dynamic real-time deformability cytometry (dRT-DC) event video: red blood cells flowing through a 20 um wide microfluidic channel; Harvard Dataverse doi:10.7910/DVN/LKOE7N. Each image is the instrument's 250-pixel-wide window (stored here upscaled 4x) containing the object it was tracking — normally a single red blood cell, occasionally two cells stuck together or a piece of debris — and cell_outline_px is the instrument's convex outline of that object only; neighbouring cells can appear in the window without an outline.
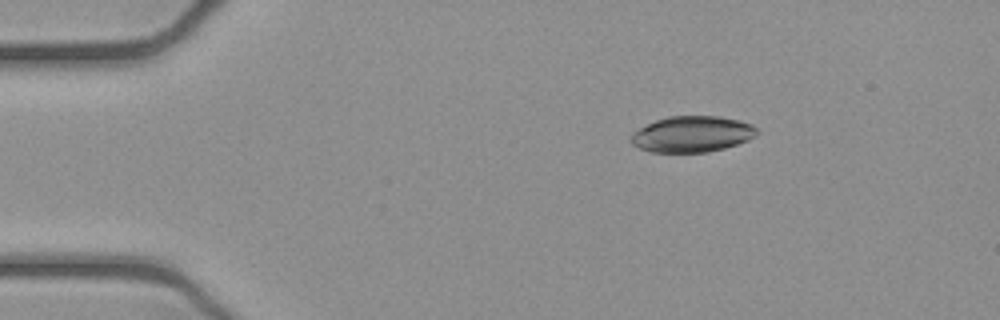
{"species": "common noctule bat (a hibernating species)", "species_latin": "Nyctalus noctula", "temperature_condition": "cold", "stored_images_in_passage": 52, "camera_frame_rate_fps": 3000, "um_per_image_px": 0.085, "animal": {"sex": "female", "body_mass_g": 21.9}, "frame": {"image": 1, "passage_image": 8, "time_ms": 2.333, "image_size_px": [1000, 320], "cell_outline_px": [[760, 132], [756, 136], [748, 140], [724, 148], [708, 152], [652, 152], [640, 148], [632, 144], [632, 132], [656, 120], [668, 116], [720, 116], [740, 120], [752, 124], [760, 128]], "centroid_in_image_um": [58.9, 11.39], "position_along_channel_um": 26.1, "area_um2": 26.53}}
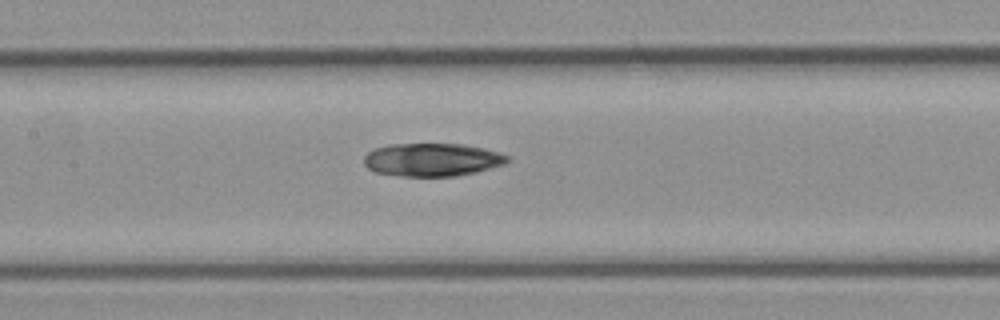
{"frame": {"image": 2, "passage_image": 24, "time_ms": 7.667, "image_size_px": [1000, 320], "cell_outline_px": [[508, 160], [504, 164], [476, 172], [456, 176], [400, 176], [376, 172], [368, 168], [364, 164], [364, 156], [372, 148], [388, 144], [464, 144], [484, 148], [500, 152], [508, 156]], "centroid_in_image_um": [36.71, 13.57], "position_along_channel_um": 170.7, "area_um2": 27.74}}
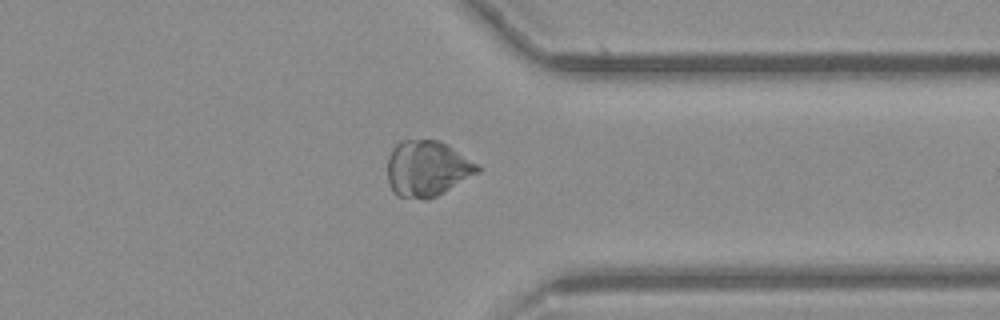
{"frame": {"image": 3, "passage_image": 40, "time_ms": 13.0, "image_size_px": [1000, 320], "cell_outline_px": [[480, 172], [444, 192], [428, 200], [424, 200], [400, 196], [392, 188], [388, 180], [388, 156], [392, 148], [400, 140], [440, 140], [448, 144], [480, 164]], "centroid_in_image_um": [36.35, 14.31], "position_along_channel_um": 375.1, "area_um2": 29.54}, "authors_computed_cell_mechanics": {"area_um2": 28.2642, "velocity_mm_per_s": 3.9106, "shape_relaxation_time_tau1_ms": null, "shape_relaxation_time_tau2_ms": 9.2998, "deformation_change_tau1": null, "deformation_change_tau2": 0.1267}}